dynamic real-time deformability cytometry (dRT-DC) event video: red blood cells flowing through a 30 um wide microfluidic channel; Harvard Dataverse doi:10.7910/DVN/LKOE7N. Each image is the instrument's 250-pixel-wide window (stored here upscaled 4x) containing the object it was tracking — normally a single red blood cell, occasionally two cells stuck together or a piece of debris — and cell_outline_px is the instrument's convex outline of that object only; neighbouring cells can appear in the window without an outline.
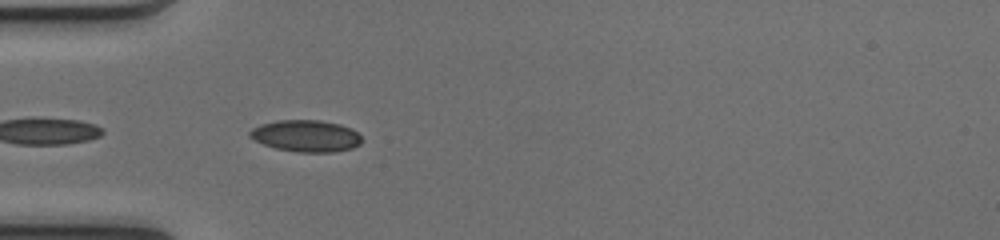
{"species": "common noctule bat (a hibernating species)", "species_latin": "Nyctalus noctula", "temperature_condition": "cold", "stored_images_in_passage": 21, "camera_frame_rate_fps": 3000, "um_per_image_px": 0.085, "animal": {"sex": "female", "body_mass_g": 17.0, "forearm_length_mm": 48.0}, "frame": {"image": 1, "passage_image": 2, "time_ms": 0.333, "image_size_px": [1000, 240], "cell_outline_px": [[360, 144], [352, 148], [332, 152], [296, 152], [276, 148], [264, 144], [248, 136], [248, 132], [252, 128], [260, 124], [276, 120], [320, 120], [340, 124], [352, 128], [360, 136]], "centroid_in_image_um": [25.99, 11.54], "position_along_channel_um": 59.0, "area_um2": 20.69}}
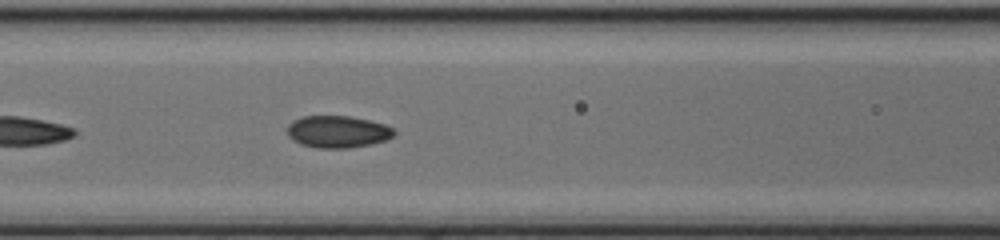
{"frame": {"image": 2, "passage_image": 8, "time_ms": 2.333, "image_size_px": [1000, 240], "cell_outline_px": [[396, 132], [392, 136], [384, 140], [372, 144], [348, 148], [316, 148], [300, 144], [292, 140], [288, 136], [288, 124], [292, 120], [304, 116], [352, 116], [384, 124], [392, 128]], "centroid_in_image_um": [28.67, 11.2], "position_along_channel_um": 137.9, "area_um2": 20.0}}
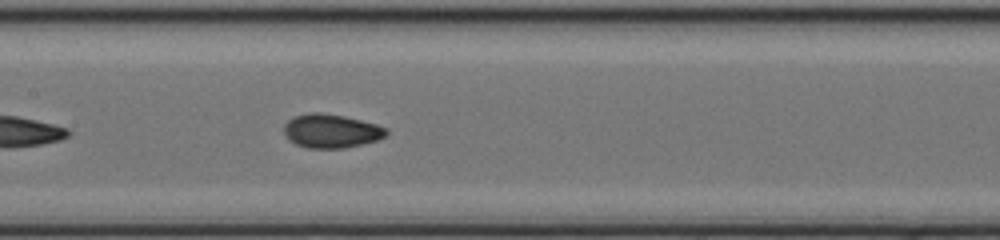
{"frame": {"image": 3, "passage_image": 11, "time_ms": 3.333, "image_size_px": [1000, 240], "cell_outline_px": [[388, 136], [376, 140], [344, 148], [308, 148], [296, 144], [288, 140], [284, 132], [284, 124], [292, 116], [308, 112], [320, 112], [344, 116], [376, 124], [388, 128]], "centroid_in_image_um": [28.13, 11.12], "position_along_channel_um": 179.3, "area_um2": 20.29}}